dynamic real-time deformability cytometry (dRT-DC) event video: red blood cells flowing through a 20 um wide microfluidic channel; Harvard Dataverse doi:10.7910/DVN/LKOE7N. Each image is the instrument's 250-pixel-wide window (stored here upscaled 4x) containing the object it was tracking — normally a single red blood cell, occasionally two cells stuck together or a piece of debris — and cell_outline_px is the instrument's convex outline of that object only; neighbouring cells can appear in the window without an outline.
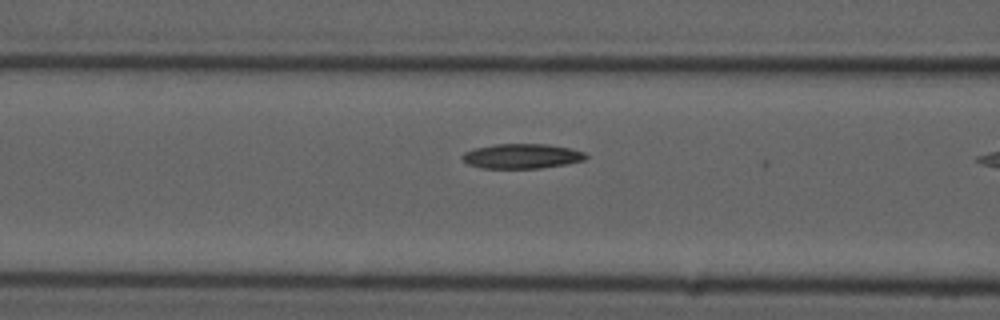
{"species": "common noctule bat (a hibernating species)", "species_latin": "Nyctalus noctula", "temperature_condition": "cold", "stored_images_in_passage": 5, "camera_frame_rate_fps": 3000, "um_per_image_px": 0.085, "animal": {"sex": "male", "forearm_length_mm": 52.5}, "frame": {"image": 1, "passage_image": 4, "time_ms": 1.0, "image_size_px": [1000, 320], "cell_outline_px": [[588, 156], [584, 160], [568, 164], [540, 168], [480, 168], [468, 164], [460, 156], [464, 152], [476, 148], [496, 144], [548, 144], [568, 148], [584, 152]], "centroid_in_image_um": [44.36, 13.27], "position_along_channel_um": 122.2, "area_um2": 17.8}}